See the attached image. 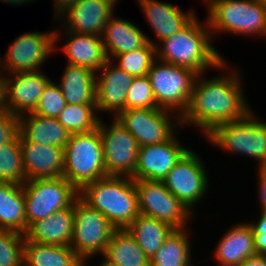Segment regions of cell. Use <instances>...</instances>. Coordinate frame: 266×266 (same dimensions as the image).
I'll use <instances>...</instances> for the list:
<instances>
[{
    "instance_id": "2",
    "label": "cell",
    "mask_w": 266,
    "mask_h": 266,
    "mask_svg": "<svg viewBox=\"0 0 266 266\" xmlns=\"http://www.w3.org/2000/svg\"><path fill=\"white\" fill-rule=\"evenodd\" d=\"M200 20L196 16L181 31L162 40L156 46V59L190 68L198 74L215 70L225 58L214 46L207 19Z\"/></svg>"
},
{
    "instance_id": "42",
    "label": "cell",
    "mask_w": 266,
    "mask_h": 266,
    "mask_svg": "<svg viewBox=\"0 0 266 266\" xmlns=\"http://www.w3.org/2000/svg\"><path fill=\"white\" fill-rule=\"evenodd\" d=\"M254 249L256 255L266 254V236H254Z\"/></svg>"
},
{
    "instance_id": "17",
    "label": "cell",
    "mask_w": 266,
    "mask_h": 266,
    "mask_svg": "<svg viewBox=\"0 0 266 266\" xmlns=\"http://www.w3.org/2000/svg\"><path fill=\"white\" fill-rule=\"evenodd\" d=\"M182 128L168 141L139 147L137 165L131 178L162 181L190 149L178 139Z\"/></svg>"
},
{
    "instance_id": "48",
    "label": "cell",
    "mask_w": 266,
    "mask_h": 266,
    "mask_svg": "<svg viewBox=\"0 0 266 266\" xmlns=\"http://www.w3.org/2000/svg\"><path fill=\"white\" fill-rule=\"evenodd\" d=\"M209 0H201L204 4H206Z\"/></svg>"
},
{
    "instance_id": "27",
    "label": "cell",
    "mask_w": 266,
    "mask_h": 266,
    "mask_svg": "<svg viewBox=\"0 0 266 266\" xmlns=\"http://www.w3.org/2000/svg\"><path fill=\"white\" fill-rule=\"evenodd\" d=\"M0 229L26 234L27 220L22 185L0 182Z\"/></svg>"
},
{
    "instance_id": "40",
    "label": "cell",
    "mask_w": 266,
    "mask_h": 266,
    "mask_svg": "<svg viewBox=\"0 0 266 266\" xmlns=\"http://www.w3.org/2000/svg\"><path fill=\"white\" fill-rule=\"evenodd\" d=\"M260 211V216H258L259 218L256 219L257 222H249L254 236H266V209Z\"/></svg>"
},
{
    "instance_id": "38",
    "label": "cell",
    "mask_w": 266,
    "mask_h": 266,
    "mask_svg": "<svg viewBox=\"0 0 266 266\" xmlns=\"http://www.w3.org/2000/svg\"><path fill=\"white\" fill-rule=\"evenodd\" d=\"M19 117L7 109L0 110V147L19 136Z\"/></svg>"
},
{
    "instance_id": "23",
    "label": "cell",
    "mask_w": 266,
    "mask_h": 266,
    "mask_svg": "<svg viewBox=\"0 0 266 266\" xmlns=\"http://www.w3.org/2000/svg\"><path fill=\"white\" fill-rule=\"evenodd\" d=\"M74 203L43 220L33 222L25 234L26 241L70 246L74 228Z\"/></svg>"
},
{
    "instance_id": "39",
    "label": "cell",
    "mask_w": 266,
    "mask_h": 266,
    "mask_svg": "<svg viewBox=\"0 0 266 266\" xmlns=\"http://www.w3.org/2000/svg\"><path fill=\"white\" fill-rule=\"evenodd\" d=\"M257 171V192H258V202H259V210L266 209V167L256 168ZM259 186V187H258Z\"/></svg>"
},
{
    "instance_id": "7",
    "label": "cell",
    "mask_w": 266,
    "mask_h": 266,
    "mask_svg": "<svg viewBox=\"0 0 266 266\" xmlns=\"http://www.w3.org/2000/svg\"><path fill=\"white\" fill-rule=\"evenodd\" d=\"M147 76L158 108L180 117L186 111L198 73L194 70L155 60Z\"/></svg>"
},
{
    "instance_id": "19",
    "label": "cell",
    "mask_w": 266,
    "mask_h": 266,
    "mask_svg": "<svg viewBox=\"0 0 266 266\" xmlns=\"http://www.w3.org/2000/svg\"><path fill=\"white\" fill-rule=\"evenodd\" d=\"M138 1V2H137ZM146 22L151 26L155 41L147 36L148 42L157 46L162 40L169 38L186 27L198 14L193 9L182 10L169 2L160 0H136ZM158 42V43H157Z\"/></svg>"
},
{
    "instance_id": "24",
    "label": "cell",
    "mask_w": 266,
    "mask_h": 266,
    "mask_svg": "<svg viewBox=\"0 0 266 266\" xmlns=\"http://www.w3.org/2000/svg\"><path fill=\"white\" fill-rule=\"evenodd\" d=\"M107 22L101 36L108 59L117 54L142 48L147 42V34L131 20L115 17Z\"/></svg>"
},
{
    "instance_id": "14",
    "label": "cell",
    "mask_w": 266,
    "mask_h": 266,
    "mask_svg": "<svg viewBox=\"0 0 266 266\" xmlns=\"http://www.w3.org/2000/svg\"><path fill=\"white\" fill-rule=\"evenodd\" d=\"M102 118L101 116L98 127L106 175L131 177L137 165V140L116 117H112L109 125Z\"/></svg>"
},
{
    "instance_id": "29",
    "label": "cell",
    "mask_w": 266,
    "mask_h": 266,
    "mask_svg": "<svg viewBox=\"0 0 266 266\" xmlns=\"http://www.w3.org/2000/svg\"><path fill=\"white\" fill-rule=\"evenodd\" d=\"M82 263L70 246L24 243V266H80Z\"/></svg>"
},
{
    "instance_id": "20",
    "label": "cell",
    "mask_w": 266,
    "mask_h": 266,
    "mask_svg": "<svg viewBox=\"0 0 266 266\" xmlns=\"http://www.w3.org/2000/svg\"><path fill=\"white\" fill-rule=\"evenodd\" d=\"M55 30V53L57 44L62 42V50L67 57V63L76 66L86 67L97 73L109 60L101 36L84 35L69 32L66 30ZM63 38V39H62ZM65 38V39H64Z\"/></svg>"
},
{
    "instance_id": "35",
    "label": "cell",
    "mask_w": 266,
    "mask_h": 266,
    "mask_svg": "<svg viewBox=\"0 0 266 266\" xmlns=\"http://www.w3.org/2000/svg\"><path fill=\"white\" fill-rule=\"evenodd\" d=\"M25 235L0 229V266H24Z\"/></svg>"
},
{
    "instance_id": "9",
    "label": "cell",
    "mask_w": 266,
    "mask_h": 266,
    "mask_svg": "<svg viewBox=\"0 0 266 266\" xmlns=\"http://www.w3.org/2000/svg\"><path fill=\"white\" fill-rule=\"evenodd\" d=\"M74 228L70 247L83 260L103 254L116 228L80 197L74 202Z\"/></svg>"
},
{
    "instance_id": "12",
    "label": "cell",
    "mask_w": 266,
    "mask_h": 266,
    "mask_svg": "<svg viewBox=\"0 0 266 266\" xmlns=\"http://www.w3.org/2000/svg\"><path fill=\"white\" fill-rule=\"evenodd\" d=\"M200 154L189 149L162 180L193 214L197 203L200 205L207 196L209 187L208 170Z\"/></svg>"
},
{
    "instance_id": "5",
    "label": "cell",
    "mask_w": 266,
    "mask_h": 266,
    "mask_svg": "<svg viewBox=\"0 0 266 266\" xmlns=\"http://www.w3.org/2000/svg\"><path fill=\"white\" fill-rule=\"evenodd\" d=\"M216 149L256 159L257 168L266 167V122L254 111L247 117L216 126L204 136Z\"/></svg>"
},
{
    "instance_id": "18",
    "label": "cell",
    "mask_w": 266,
    "mask_h": 266,
    "mask_svg": "<svg viewBox=\"0 0 266 266\" xmlns=\"http://www.w3.org/2000/svg\"><path fill=\"white\" fill-rule=\"evenodd\" d=\"M97 73V113L103 115L108 112V114H111V118L116 117L121 111L125 110V97L134 76L119 68L110 59Z\"/></svg>"
},
{
    "instance_id": "25",
    "label": "cell",
    "mask_w": 266,
    "mask_h": 266,
    "mask_svg": "<svg viewBox=\"0 0 266 266\" xmlns=\"http://www.w3.org/2000/svg\"><path fill=\"white\" fill-rule=\"evenodd\" d=\"M19 140L65 148L70 133L57 118L28 113L19 117Z\"/></svg>"
},
{
    "instance_id": "28",
    "label": "cell",
    "mask_w": 266,
    "mask_h": 266,
    "mask_svg": "<svg viewBox=\"0 0 266 266\" xmlns=\"http://www.w3.org/2000/svg\"><path fill=\"white\" fill-rule=\"evenodd\" d=\"M102 260L112 266H150V259L127 229H116L103 252Z\"/></svg>"
},
{
    "instance_id": "33",
    "label": "cell",
    "mask_w": 266,
    "mask_h": 266,
    "mask_svg": "<svg viewBox=\"0 0 266 266\" xmlns=\"http://www.w3.org/2000/svg\"><path fill=\"white\" fill-rule=\"evenodd\" d=\"M26 181L18 136L0 147V182L23 185Z\"/></svg>"
},
{
    "instance_id": "10",
    "label": "cell",
    "mask_w": 266,
    "mask_h": 266,
    "mask_svg": "<svg viewBox=\"0 0 266 266\" xmlns=\"http://www.w3.org/2000/svg\"><path fill=\"white\" fill-rule=\"evenodd\" d=\"M55 53L54 28L48 32H27L16 37L0 58V75L36 72Z\"/></svg>"
},
{
    "instance_id": "37",
    "label": "cell",
    "mask_w": 266,
    "mask_h": 266,
    "mask_svg": "<svg viewBox=\"0 0 266 266\" xmlns=\"http://www.w3.org/2000/svg\"><path fill=\"white\" fill-rule=\"evenodd\" d=\"M66 104L59 85L57 82L51 80L44 88L39 103L33 113L43 117L58 118L60 112L66 107Z\"/></svg>"
},
{
    "instance_id": "8",
    "label": "cell",
    "mask_w": 266,
    "mask_h": 266,
    "mask_svg": "<svg viewBox=\"0 0 266 266\" xmlns=\"http://www.w3.org/2000/svg\"><path fill=\"white\" fill-rule=\"evenodd\" d=\"M22 186L27 229L33 222L71 206L79 197V191L64 177L27 180Z\"/></svg>"
},
{
    "instance_id": "47",
    "label": "cell",
    "mask_w": 266,
    "mask_h": 266,
    "mask_svg": "<svg viewBox=\"0 0 266 266\" xmlns=\"http://www.w3.org/2000/svg\"><path fill=\"white\" fill-rule=\"evenodd\" d=\"M260 256L262 257L264 266H266V254H262Z\"/></svg>"
},
{
    "instance_id": "11",
    "label": "cell",
    "mask_w": 266,
    "mask_h": 266,
    "mask_svg": "<svg viewBox=\"0 0 266 266\" xmlns=\"http://www.w3.org/2000/svg\"><path fill=\"white\" fill-rule=\"evenodd\" d=\"M134 183L140 214L163 221L174 229L190 227L193 213L166 188L163 181L134 179Z\"/></svg>"
},
{
    "instance_id": "34",
    "label": "cell",
    "mask_w": 266,
    "mask_h": 266,
    "mask_svg": "<svg viewBox=\"0 0 266 266\" xmlns=\"http://www.w3.org/2000/svg\"><path fill=\"white\" fill-rule=\"evenodd\" d=\"M156 60V46L147 42L142 48L114 56L111 61L134 77L146 76Z\"/></svg>"
},
{
    "instance_id": "41",
    "label": "cell",
    "mask_w": 266,
    "mask_h": 266,
    "mask_svg": "<svg viewBox=\"0 0 266 266\" xmlns=\"http://www.w3.org/2000/svg\"><path fill=\"white\" fill-rule=\"evenodd\" d=\"M53 1V12L55 19L63 10H65L68 6L78 2L79 0H52Z\"/></svg>"
},
{
    "instance_id": "13",
    "label": "cell",
    "mask_w": 266,
    "mask_h": 266,
    "mask_svg": "<svg viewBox=\"0 0 266 266\" xmlns=\"http://www.w3.org/2000/svg\"><path fill=\"white\" fill-rule=\"evenodd\" d=\"M116 118L135 137L139 147L166 142L181 128V117L162 108L123 110Z\"/></svg>"
},
{
    "instance_id": "15",
    "label": "cell",
    "mask_w": 266,
    "mask_h": 266,
    "mask_svg": "<svg viewBox=\"0 0 266 266\" xmlns=\"http://www.w3.org/2000/svg\"><path fill=\"white\" fill-rule=\"evenodd\" d=\"M51 80L42 70L1 75L3 108L18 117L33 113Z\"/></svg>"
},
{
    "instance_id": "21",
    "label": "cell",
    "mask_w": 266,
    "mask_h": 266,
    "mask_svg": "<svg viewBox=\"0 0 266 266\" xmlns=\"http://www.w3.org/2000/svg\"><path fill=\"white\" fill-rule=\"evenodd\" d=\"M26 180L63 177L64 149L19 140Z\"/></svg>"
},
{
    "instance_id": "36",
    "label": "cell",
    "mask_w": 266,
    "mask_h": 266,
    "mask_svg": "<svg viewBox=\"0 0 266 266\" xmlns=\"http://www.w3.org/2000/svg\"><path fill=\"white\" fill-rule=\"evenodd\" d=\"M158 108L149 77H134L125 97V110Z\"/></svg>"
},
{
    "instance_id": "46",
    "label": "cell",
    "mask_w": 266,
    "mask_h": 266,
    "mask_svg": "<svg viewBox=\"0 0 266 266\" xmlns=\"http://www.w3.org/2000/svg\"><path fill=\"white\" fill-rule=\"evenodd\" d=\"M3 108L2 83L0 78V110Z\"/></svg>"
},
{
    "instance_id": "26",
    "label": "cell",
    "mask_w": 266,
    "mask_h": 266,
    "mask_svg": "<svg viewBox=\"0 0 266 266\" xmlns=\"http://www.w3.org/2000/svg\"><path fill=\"white\" fill-rule=\"evenodd\" d=\"M59 85L67 104L96 105V73L66 63Z\"/></svg>"
},
{
    "instance_id": "45",
    "label": "cell",
    "mask_w": 266,
    "mask_h": 266,
    "mask_svg": "<svg viewBox=\"0 0 266 266\" xmlns=\"http://www.w3.org/2000/svg\"><path fill=\"white\" fill-rule=\"evenodd\" d=\"M83 262H84V264H85L86 266H89V264H88V263H90L89 260H85V261H83ZM98 264H99L98 266H112V265L106 263V262L103 261V260L101 261V263L98 262Z\"/></svg>"
},
{
    "instance_id": "44",
    "label": "cell",
    "mask_w": 266,
    "mask_h": 266,
    "mask_svg": "<svg viewBox=\"0 0 266 266\" xmlns=\"http://www.w3.org/2000/svg\"><path fill=\"white\" fill-rule=\"evenodd\" d=\"M36 2V0H0V2L6 3V4H10L11 6H22V5H26V3H33ZM31 2V3H30Z\"/></svg>"
},
{
    "instance_id": "1",
    "label": "cell",
    "mask_w": 266,
    "mask_h": 266,
    "mask_svg": "<svg viewBox=\"0 0 266 266\" xmlns=\"http://www.w3.org/2000/svg\"><path fill=\"white\" fill-rule=\"evenodd\" d=\"M224 61L216 68L219 73L207 78L198 74L186 111L181 116V128L193 126L206 136L216 126L247 117L253 110L243 91L242 74L235 66ZM223 70V71H222Z\"/></svg>"
},
{
    "instance_id": "16",
    "label": "cell",
    "mask_w": 266,
    "mask_h": 266,
    "mask_svg": "<svg viewBox=\"0 0 266 266\" xmlns=\"http://www.w3.org/2000/svg\"><path fill=\"white\" fill-rule=\"evenodd\" d=\"M116 5L114 0H79L63 10L53 25L63 22L60 30L102 36L107 22L115 14Z\"/></svg>"
},
{
    "instance_id": "3",
    "label": "cell",
    "mask_w": 266,
    "mask_h": 266,
    "mask_svg": "<svg viewBox=\"0 0 266 266\" xmlns=\"http://www.w3.org/2000/svg\"><path fill=\"white\" fill-rule=\"evenodd\" d=\"M79 197L103 214L116 229H126L140 214L134 179L107 176L85 185Z\"/></svg>"
},
{
    "instance_id": "4",
    "label": "cell",
    "mask_w": 266,
    "mask_h": 266,
    "mask_svg": "<svg viewBox=\"0 0 266 266\" xmlns=\"http://www.w3.org/2000/svg\"><path fill=\"white\" fill-rule=\"evenodd\" d=\"M206 6L212 36L229 33L266 39L265 0H209Z\"/></svg>"
},
{
    "instance_id": "32",
    "label": "cell",
    "mask_w": 266,
    "mask_h": 266,
    "mask_svg": "<svg viewBox=\"0 0 266 266\" xmlns=\"http://www.w3.org/2000/svg\"><path fill=\"white\" fill-rule=\"evenodd\" d=\"M57 119L70 134H79L98 128L101 117L96 105L66 104Z\"/></svg>"
},
{
    "instance_id": "43",
    "label": "cell",
    "mask_w": 266,
    "mask_h": 266,
    "mask_svg": "<svg viewBox=\"0 0 266 266\" xmlns=\"http://www.w3.org/2000/svg\"><path fill=\"white\" fill-rule=\"evenodd\" d=\"M238 266H264V264L260 255H254L244 260Z\"/></svg>"
},
{
    "instance_id": "30",
    "label": "cell",
    "mask_w": 266,
    "mask_h": 266,
    "mask_svg": "<svg viewBox=\"0 0 266 266\" xmlns=\"http://www.w3.org/2000/svg\"><path fill=\"white\" fill-rule=\"evenodd\" d=\"M126 229L149 259L174 230L169 224L143 214H139Z\"/></svg>"
},
{
    "instance_id": "22",
    "label": "cell",
    "mask_w": 266,
    "mask_h": 266,
    "mask_svg": "<svg viewBox=\"0 0 266 266\" xmlns=\"http://www.w3.org/2000/svg\"><path fill=\"white\" fill-rule=\"evenodd\" d=\"M219 238L212 252L218 266H238L247 258L256 255L254 234L249 222L230 226Z\"/></svg>"
},
{
    "instance_id": "31",
    "label": "cell",
    "mask_w": 266,
    "mask_h": 266,
    "mask_svg": "<svg viewBox=\"0 0 266 266\" xmlns=\"http://www.w3.org/2000/svg\"><path fill=\"white\" fill-rule=\"evenodd\" d=\"M189 230L174 229L150 259V266H194L191 260L193 250Z\"/></svg>"
},
{
    "instance_id": "6",
    "label": "cell",
    "mask_w": 266,
    "mask_h": 266,
    "mask_svg": "<svg viewBox=\"0 0 266 266\" xmlns=\"http://www.w3.org/2000/svg\"><path fill=\"white\" fill-rule=\"evenodd\" d=\"M64 157L63 177L78 191L107 177L99 127L87 133L71 134Z\"/></svg>"
}]
</instances>
